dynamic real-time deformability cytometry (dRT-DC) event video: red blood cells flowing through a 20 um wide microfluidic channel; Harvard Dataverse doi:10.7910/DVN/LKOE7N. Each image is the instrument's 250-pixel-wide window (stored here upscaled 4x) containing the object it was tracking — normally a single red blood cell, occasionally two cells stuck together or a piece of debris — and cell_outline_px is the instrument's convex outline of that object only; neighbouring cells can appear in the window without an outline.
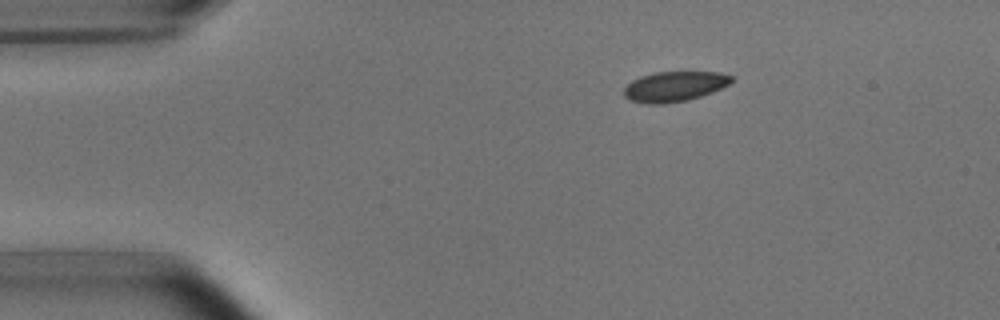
{"species": "common noctule bat (a hibernating species)", "species_latin": "Nyctalus noctula", "temperature_condition": "room temperature", "stored_images_in_passage": 4, "camera_frame_rate_fps": 3000, "um_per_image_px": 0.085, "animal": {"sex": "male", "body_mass_g": 15.6}, "frame": {"image": 1, "passage_image": 1, "time_ms": 0.0, "image_size_px": [1000, 320], "cell_outline_px": [[732, 80], [728, 84], [712, 92], [688, 100], [664, 104], [648, 104], [632, 100], [624, 96], [624, 88], [632, 80], [640, 76], [656, 72], [720, 72], [732, 76]], "centroid_in_image_um": [57.31, 7.35], "position_along_channel_um": 27.7, "area_um2": 18.73}}